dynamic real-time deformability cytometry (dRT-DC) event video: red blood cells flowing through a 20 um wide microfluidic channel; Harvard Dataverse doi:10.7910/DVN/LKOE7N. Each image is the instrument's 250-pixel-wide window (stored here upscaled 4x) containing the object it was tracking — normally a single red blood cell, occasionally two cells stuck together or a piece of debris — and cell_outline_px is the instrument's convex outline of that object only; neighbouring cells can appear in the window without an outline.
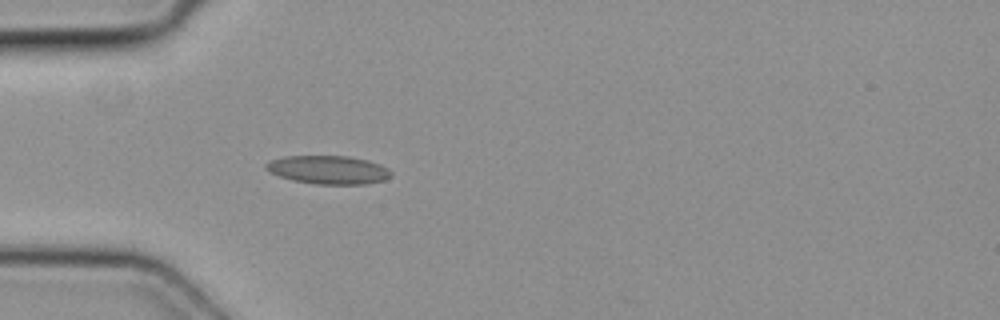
{"species": "common noctule bat (a hibernating species)", "species_latin": "Nyctalus noctula", "temperature_condition": "cold", "stored_images_in_passage": 2, "camera_frame_rate_fps": 3000, "um_per_image_px": 0.085, "animal": {"sex": "female", "body_mass_g": 19.3, "forearm_length_mm": 54.1}, "frame": {"image": 1, "passage_image": 2, "time_ms": 0.333, "image_size_px": [1000, 320], "cell_outline_px": [[392, 176], [384, 180], [364, 184], [316, 184], [292, 180], [268, 172], [264, 168], [264, 164], [268, 160], [284, 156], [348, 156], [368, 160], [380, 164], [388, 168], [392, 172]], "centroid_in_image_um": [27.88, 14.43], "position_along_channel_um": 57.1, "area_um2": 20.92}}